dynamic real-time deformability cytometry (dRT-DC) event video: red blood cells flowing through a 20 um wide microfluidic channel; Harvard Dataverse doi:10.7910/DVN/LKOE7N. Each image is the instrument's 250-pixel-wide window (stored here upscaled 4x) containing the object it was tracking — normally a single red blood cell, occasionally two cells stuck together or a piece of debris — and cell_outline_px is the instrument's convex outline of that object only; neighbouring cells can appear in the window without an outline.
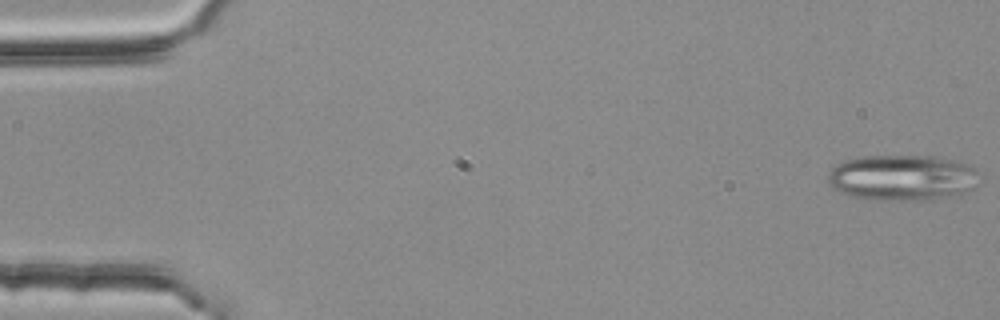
{"species": "common noctule bat (a hibernating species)", "species_latin": "Nyctalus noctula", "temperature_condition": "room temperature", "stored_images_in_passage": 17, "camera_frame_rate_fps": 3000, "um_per_image_px": 0.085, "animal": {"sex": "female", "body_mass_g": 25.1}, "frame": {"image": 1, "passage_image": 1, "time_ms": 0.0, "image_size_px": [1000, 320], "cell_outline_px": [[976, 172], [972, 188], [964, 192], [928, 200], [872, 200], [852, 196], [840, 192], [832, 188], [828, 184], [828, 172], [832, 168], [844, 160], [860, 156], [940, 156], [972, 164]], "centroid_in_image_um": [76.64, 15.08], "position_along_channel_um": 8.4, "area_um2": 40.46}}